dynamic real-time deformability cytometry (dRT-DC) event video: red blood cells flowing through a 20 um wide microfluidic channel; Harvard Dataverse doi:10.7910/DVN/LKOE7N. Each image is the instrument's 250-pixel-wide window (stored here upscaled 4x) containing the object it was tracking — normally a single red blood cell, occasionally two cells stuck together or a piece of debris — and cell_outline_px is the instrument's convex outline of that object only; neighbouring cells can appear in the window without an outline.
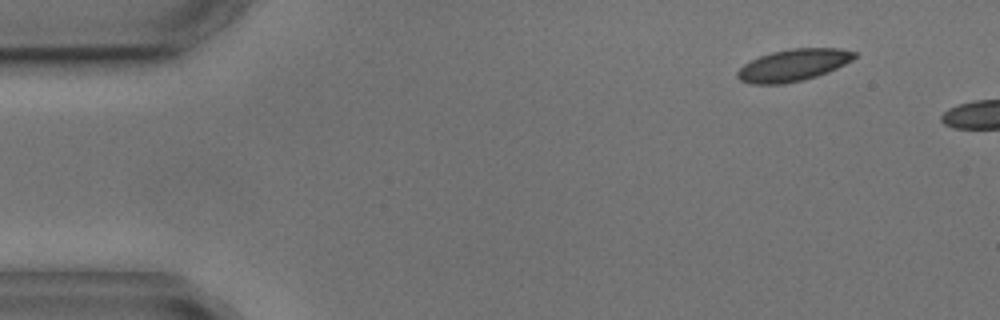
{"species": "common noctule bat (a hibernating species)", "species_latin": "Nyctalus noctula", "temperature_condition": "cold", "stored_images_in_passage": 4, "camera_frame_rate_fps": 3000, "um_per_image_px": 0.085, "animal": {"sex": "male", "body_mass_g": 17.9, "forearm_length_mm": 54.2}, "frame": {"image": 1, "passage_image": 1, "time_ms": 0.0, "image_size_px": [1000, 320], "cell_outline_px": [[860, 52], [852, 60], [828, 72], [804, 80], [784, 84], [748, 84], [740, 80], [736, 76], [736, 72], [744, 64], [760, 56], [772, 52], [788, 48], [840, 48]], "centroid_in_image_um": [67.44, 5.53], "position_along_channel_um": 17.6, "area_um2": 21.96}}